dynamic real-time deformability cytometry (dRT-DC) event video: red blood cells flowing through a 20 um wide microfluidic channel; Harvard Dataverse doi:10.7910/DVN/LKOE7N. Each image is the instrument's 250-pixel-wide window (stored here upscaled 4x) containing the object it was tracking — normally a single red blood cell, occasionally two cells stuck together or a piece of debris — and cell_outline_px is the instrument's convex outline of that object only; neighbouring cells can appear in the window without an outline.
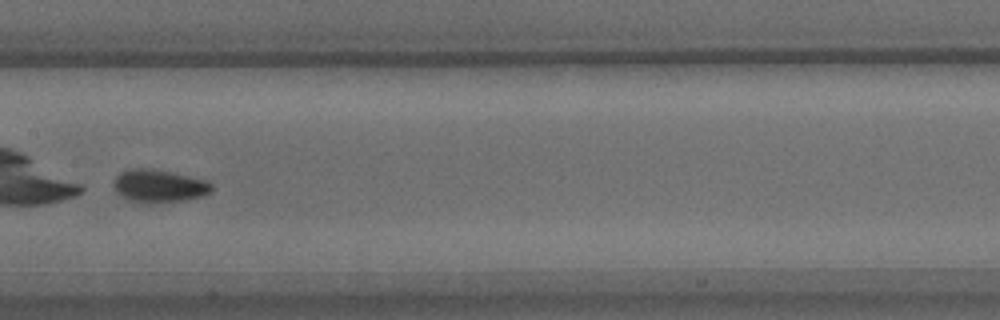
{"species": "common noctule bat (a hibernating species)", "species_latin": "Nyctalus noctula", "temperature_condition": "warm", "stored_images_in_passage": 34, "camera_frame_rate_fps": 3000, "um_per_image_px": 0.085, "animal": {"sex": "male", "body_mass_g": 15.6}, "frame": {"image": 1, "passage_image": 10, "time_ms": 3.0, "image_size_px": [1000, 320], "cell_outline_px": [[212, 192], [204, 196], [184, 200], [128, 200], [116, 192], [116, 176], [120, 172], [128, 168], [144, 168], [168, 172], [208, 180], [212, 184]], "centroid_in_image_um": [13.57, 15.77], "position_along_channel_um": 193.8, "area_um2": 17.86}}